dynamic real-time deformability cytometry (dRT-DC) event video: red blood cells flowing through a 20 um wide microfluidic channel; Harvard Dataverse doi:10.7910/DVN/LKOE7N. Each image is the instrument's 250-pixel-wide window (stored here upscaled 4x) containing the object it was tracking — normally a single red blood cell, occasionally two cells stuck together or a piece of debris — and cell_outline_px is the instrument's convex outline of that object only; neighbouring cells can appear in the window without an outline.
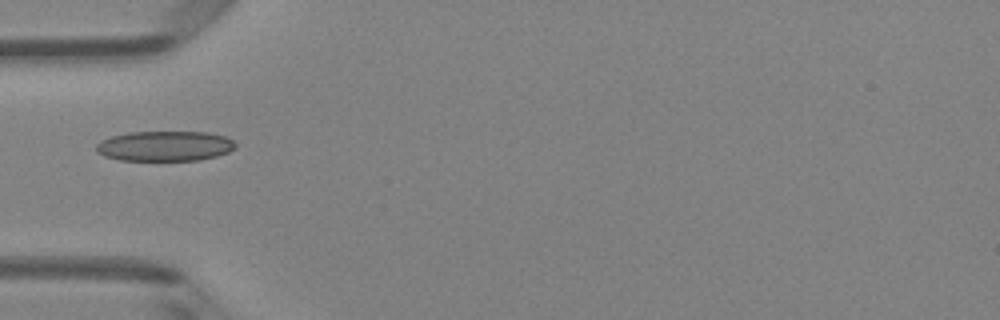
{"species": "Egyptian fruit bat (a non-hibernating species)", "species_latin": "Rousettus aegyptiacus", "temperature_condition": "room temperature", "stored_images_in_passage": 1, "camera_frame_rate_fps": 3000, "um_per_image_px": 0.085, "animal": {"sex": "female"}, "frame": {"image": 1, "passage_image": 1, "time_ms": 0.0, "image_size_px": [1000, 320], "cell_outline_px": [[236, 148], [228, 152], [216, 156], [200, 160], [120, 160], [104, 156], [96, 152], [96, 144], [100, 140], [112, 136], [128, 132], [208, 132], [228, 136], [236, 144]], "centroid_in_image_um": [14.02, 12.41], "position_along_channel_um": 71.0, "area_um2": 24.62}}